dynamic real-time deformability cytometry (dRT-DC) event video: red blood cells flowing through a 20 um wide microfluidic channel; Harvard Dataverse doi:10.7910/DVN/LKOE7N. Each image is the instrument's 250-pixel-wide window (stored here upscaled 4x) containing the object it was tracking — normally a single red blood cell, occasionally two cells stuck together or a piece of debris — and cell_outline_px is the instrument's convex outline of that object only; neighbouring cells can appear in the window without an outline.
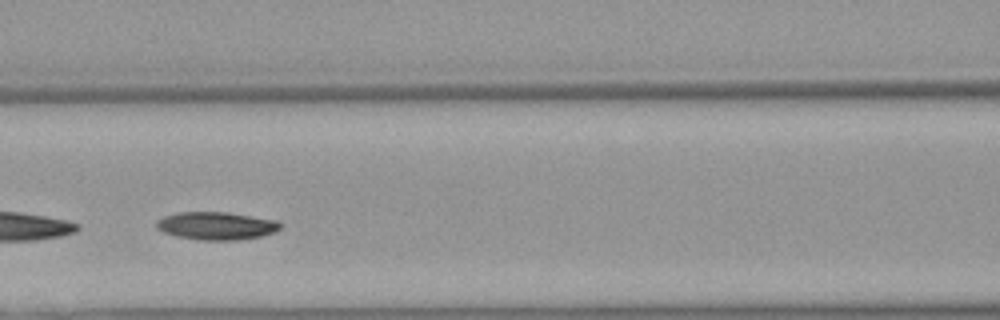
{"species": "Egyptian fruit bat (a non-hibernating species)", "species_latin": "Rousettus aegyptiacus", "temperature_condition": "warm", "stored_images_in_passage": 37, "segment_of_instrument_passage": [2, 2], "camera_frame_rate_fps": 3000, "um_per_image_px": 0.085, "animal": {"sex": "female"}, "frame": {"image": 1, "passage_image": 14, "time_ms": 4.333, "image_size_px": [1000, 320], "cell_outline_px": [[284, 224], [280, 228], [272, 232], [260, 236], [236, 240], [196, 240], [176, 236], [164, 232], [156, 228], [156, 220], [164, 216], [176, 212], [228, 212], [276, 220]], "centroid_in_image_um": [18.36, 19.19], "position_along_channel_um": 148.2, "area_um2": 20.17}}
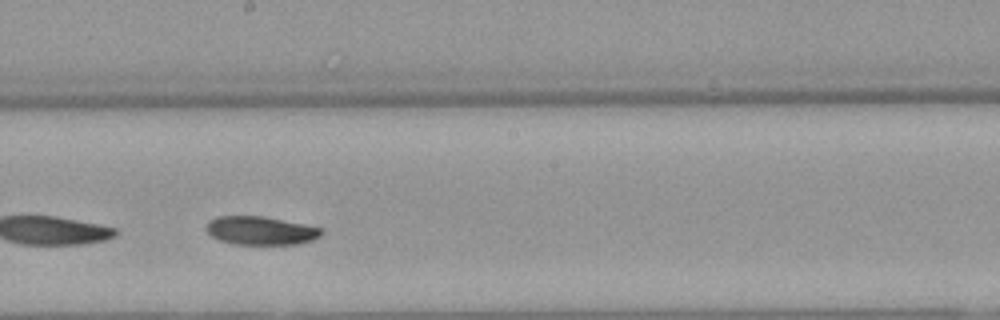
{"frame": {"image": 2, "passage_image": 20, "time_ms": 6.333, "image_size_px": [1000, 320], "cell_outline_px": [[324, 232], [320, 236], [312, 240], [296, 244], [232, 244], [220, 240], [212, 236], [204, 228], [204, 224], [208, 220], [216, 216], [264, 216], [304, 224], [320, 228]], "centroid_in_image_um": [22.1, 19.59], "position_along_channel_um": 226.1, "area_um2": 19.19}}
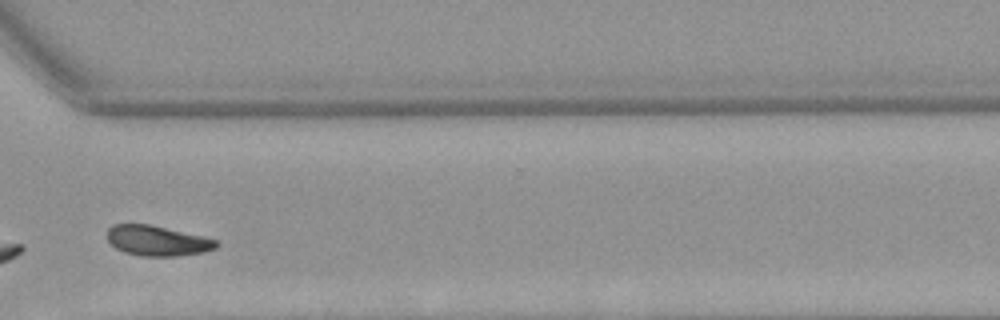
{"frame": {"image": 3, "passage_image": 30, "time_ms": 9.667, "image_size_px": [1000, 320], "cell_outline_px": [[220, 244], [216, 248], [204, 252], [176, 256], [140, 256], [124, 252], [116, 248], [108, 240], [108, 228], [112, 224], [148, 224], [204, 236], [216, 240]], "centroid_in_image_um": [13.38, 20.46], "position_along_channel_um": 357.2, "area_um2": 19.19}}